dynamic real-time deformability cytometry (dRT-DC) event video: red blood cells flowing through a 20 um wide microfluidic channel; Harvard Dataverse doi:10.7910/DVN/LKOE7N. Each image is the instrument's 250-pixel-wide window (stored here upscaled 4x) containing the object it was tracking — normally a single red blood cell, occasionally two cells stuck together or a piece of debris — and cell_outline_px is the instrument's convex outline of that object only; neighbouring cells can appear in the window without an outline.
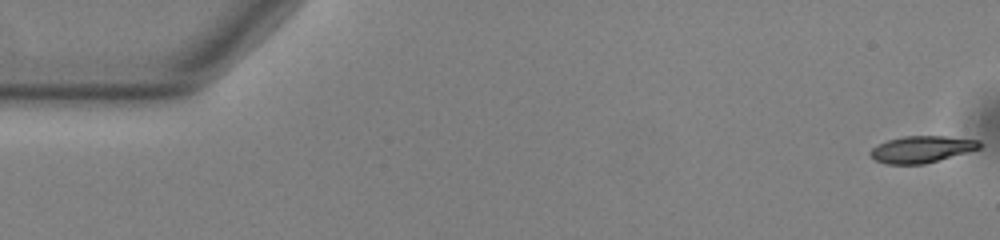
{"species": "common noctule bat (a hibernating species)", "species_latin": "Nyctalus noctula", "temperature_condition": "warm", "stored_images_in_passage": 54, "camera_frame_rate_fps": 3000, "um_per_image_px": 0.085, "animal": {"sex": "male", "body_mass_g": 13.0, "forearm_length_mm": 53.1}, "frame": {"image": 1, "passage_image": 1, "time_ms": 0.0, "image_size_px": [1000, 240], "cell_outline_px": [[980, 148], [924, 164], [884, 164], [876, 160], [868, 152], [872, 148], [888, 140], [904, 136], [944, 136], [980, 140]], "centroid_in_image_um": [78.32, 12.69], "position_along_channel_um": 6.7, "area_um2": 16.76}}
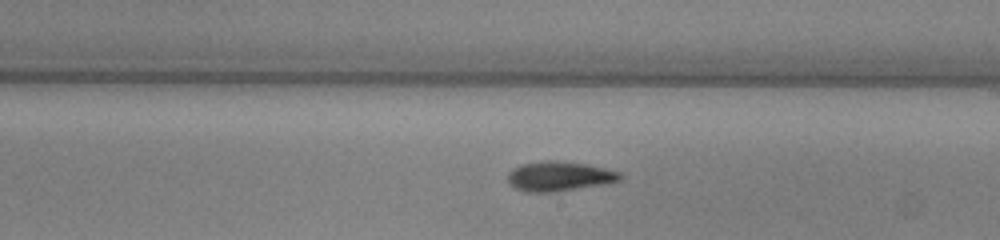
{"frame": {"image": 2, "passage_image": 31, "time_ms": 10.0, "image_size_px": [1000, 240], "cell_outline_px": [[624, 176], [620, 180], [608, 184], [556, 192], [524, 192], [516, 188], [508, 180], [508, 172], [520, 164], [548, 160], [552, 160], [588, 164], [620, 172]], "centroid_in_image_um": [47.58, 14.99], "position_along_channel_um": 241.4, "area_um2": 19.59}}
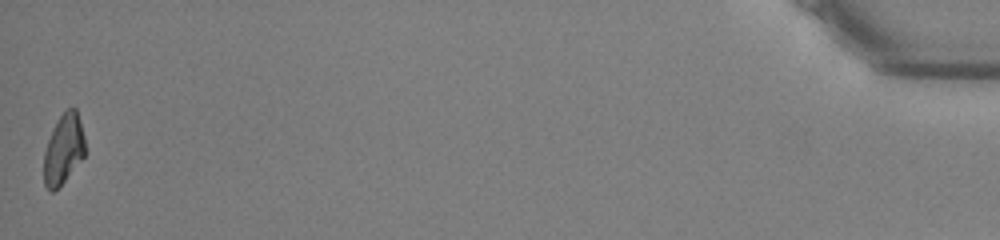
{"frame": {"image": 3, "passage_image": 54, "time_ms": 17.667, "image_size_px": [1000, 240], "cell_outline_px": [[84, 156], [64, 180], [52, 192], [44, 184], [44, 152], [48, 140], [60, 116], [68, 108], [76, 108], [84, 136]], "centroid_in_image_um": [5.39, 12.67], "position_along_channel_um": 429.8, "area_um2": 16.18}, "authors_computed_cell_mechanics": {"area_um2": 18.1492, "velocity_mm_per_s": 3.8047, "shape_relaxation_time_tau1_ms": 4.3799, "shape_relaxation_time_tau2_ms": 7.2452, "deformation_change_tau1": 0.1581, "deformation_change_tau2": 0.1417}}